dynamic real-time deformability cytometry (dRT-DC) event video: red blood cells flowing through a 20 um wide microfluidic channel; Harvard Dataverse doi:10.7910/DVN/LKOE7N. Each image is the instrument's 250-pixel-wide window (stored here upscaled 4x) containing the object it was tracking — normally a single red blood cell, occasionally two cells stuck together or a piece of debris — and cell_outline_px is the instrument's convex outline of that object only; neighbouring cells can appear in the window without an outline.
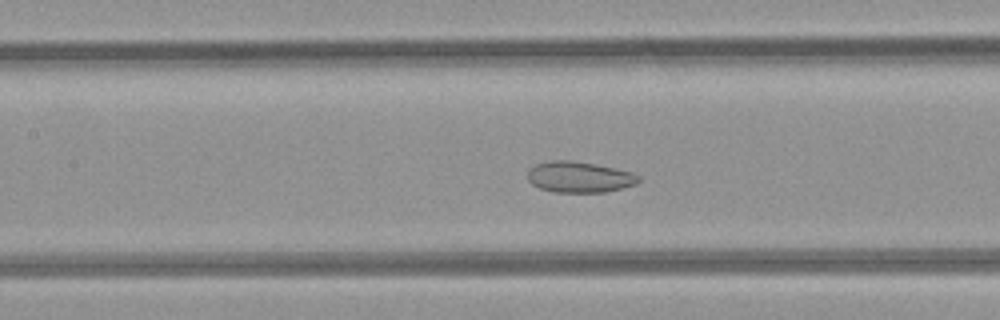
{"species": "common noctule bat (a hibernating species)", "species_latin": "Nyctalus noctula", "temperature_condition": "room temperature", "stored_images_in_passage": 50, "segment_of_instrument_passage": [1, 2], "camera_frame_rate_fps": 3000, "um_per_image_px": 0.085, "animal": {"sex": "female", "body_mass_g": 21.9}, "frame": {"image": 1, "passage_image": 22, "time_ms": 7.0, "image_size_px": [1000, 320], "cell_outline_px": [[640, 180], [636, 184], [604, 192], [552, 192], [540, 188], [532, 184], [528, 180], [528, 168], [536, 164], [552, 160], [572, 160], [596, 164], [616, 168], [632, 172], [640, 176]], "centroid_in_image_um": [49.23, 15.04], "position_along_channel_um": 158.2, "area_um2": 20.11}}
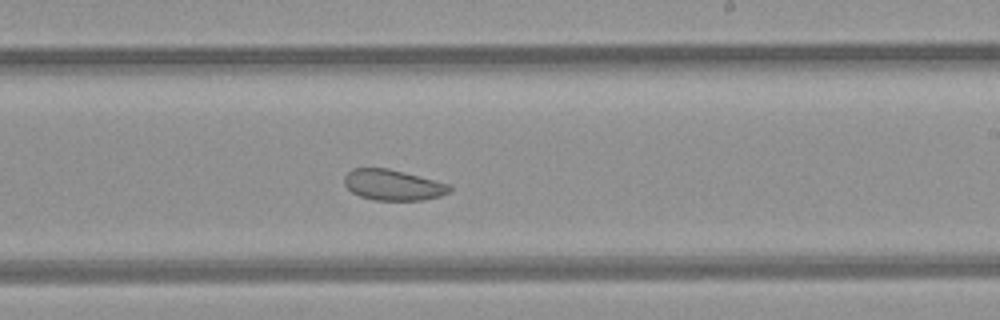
{"frame": {"image": 2, "passage_image": 29, "time_ms": 9.333, "image_size_px": [1000, 320], "cell_outline_px": [[452, 188], [448, 192], [440, 196], [424, 200], [372, 200], [360, 196], [352, 192], [344, 184], [344, 176], [352, 168], [388, 168], [452, 184]], "centroid_in_image_um": [33.41, 15.72], "position_along_channel_um": 255.6, "area_um2": 18.96}}
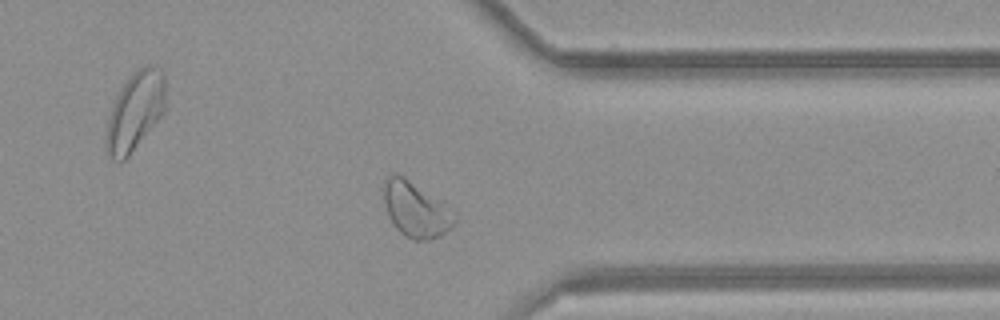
{"frame": {"image": 3, "passage_image": 38, "time_ms": 12.333, "image_size_px": [1000, 320], "cell_outline_px": [[456, 224], [452, 228], [432, 240], [412, 240], [404, 236], [392, 224], [388, 216], [380, 188], [384, 180], [392, 172], [400, 172], [456, 212]], "centroid_in_image_um": [35.3, 17.78], "position_along_channel_um": 376.1, "area_um2": 23.64}}